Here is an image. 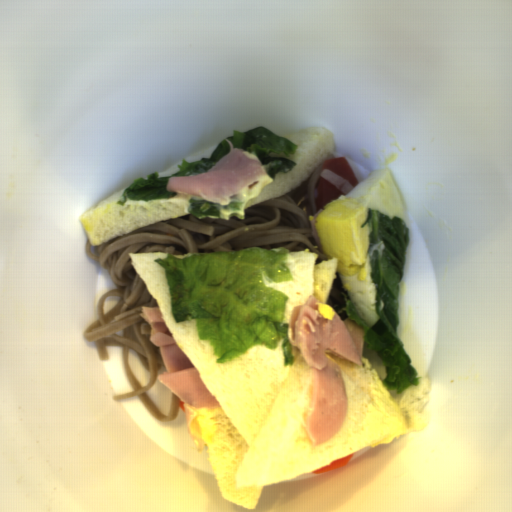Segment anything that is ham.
I'll return each instance as SVG.
<instances>
[{"label": "ham", "mask_w": 512, "mask_h": 512, "mask_svg": "<svg viewBox=\"0 0 512 512\" xmlns=\"http://www.w3.org/2000/svg\"><path fill=\"white\" fill-rule=\"evenodd\" d=\"M318 298L310 296L294 307L290 320V345L311 371L312 382L301 423L313 445L340 432L348 414V392L343 373L328 353L361 366L373 350L365 342L364 328L352 318L322 315Z\"/></svg>", "instance_id": "37f43c06"}, {"label": "ham", "mask_w": 512, "mask_h": 512, "mask_svg": "<svg viewBox=\"0 0 512 512\" xmlns=\"http://www.w3.org/2000/svg\"><path fill=\"white\" fill-rule=\"evenodd\" d=\"M230 149L209 170L200 175H182L168 178L166 191L183 193L208 201H223L263 175L259 159L250 158L235 148Z\"/></svg>", "instance_id": "d13d27c6"}, {"label": "ham", "mask_w": 512, "mask_h": 512, "mask_svg": "<svg viewBox=\"0 0 512 512\" xmlns=\"http://www.w3.org/2000/svg\"><path fill=\"white\" fill-rule=\"evenodd\" d=\"M140 316L150 327V341L158 346L165 372L158 375L159 381L183 401L186 429L200 454L205 442L193 436L190 430L195 409L221 408L222 406L207 389L197 366L178 346L159 307H141Z\"/></svg>", "instance_id": "09b19980"}]
</instances>
